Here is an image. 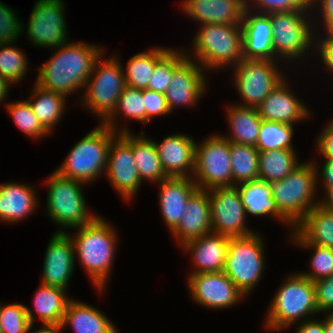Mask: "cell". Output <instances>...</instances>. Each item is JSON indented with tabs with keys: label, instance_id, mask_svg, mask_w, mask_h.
<instances>
[{
	"label": "cell",
	"instance_id": "17",
	"mask_svg": "<svg viewBox=\"0 0 333 333\" xmlns=\"http://www.w3.org/2000/svg\"><path fill=\"white\" fill-rule=\"evenodd\" d=\"M187 284L192 299L207 308H229L245 296L223 271L190 274Z\"/></svg>",
	"mask_w": 333,
	"mask_h": 333
},
{
	"label": "cell",
	"instance_id": "50",
	"mask_svg": "<svg viewBox=\"0 0 333 333\" xmlns=\"http://www.w3.org/2000/svg\"><path fill=\"white\" fill-rule=\"evenodd\" d=\"M317 2L321 4V17L325 32L333 33V0H311V5H315Z\"/></svg>",
	"mask_w": 333,
	"mask_h": 333
},
{
	"label": "cell",
	"instance_id": "34",
	"mask_svg": "<svg viewBox=\"0 0 333 333\" xmlns=\"http://www.w3.org/2000/svg\"><path fill=\"white\" fill-rule=\"evenodd\" d=\"M294 149H275L259 152V180L273 183L284 179L301 163Z\"/></svg>",
	"mask_w": 333,
	"mask_h": 333
},
{
	"label": "cell",
	"instance_id": "3",
	"mask_svg": "<svg viewBox=\"0 0 333 333\" xmlns=\"http://www.w3.org/2000/svg\"><path fill=\"white\" fill-rule=\"evenodd\" d=\"M317 171L313 162L301 163L284 179L270 184L279 212L295 227L315 206Z\"/></svg>",
	"mask_w": 333,
	"mask_h": 333
},
{
	"label": "cell",
	"instance_id": "13",
	"mask_svg": "<svg viewBox=\"0 0 333 333\" xmlns=\"http://www.w3.org/2000/svg\"><path fill=\"white\" fill-rule=\"evenodd\" d=\"M203 67L188 54L173 49V75L165 92L170 112L178 106H195L207 84Z\"/></svg>",
	"mask_w": 333,
	"mask_h": 333
},
{
	"label": "cell",
	"instance_id": "27",
	"mask_svg": "<svg viewBox=\"0 0 333 333\" xmlns=\"http://www.w3.org/2000/svg\"><path fill=\"white\" fill-rule=\"evenodd\" d=\"M70 325L75 333H118L100 310L71 298L64 313L62 327Z\"/></svg>",
	"mask_w": 333,
	"mask_h": 333
},
{
	"label": "cell",
	"instance_id": "40",
	"mask_svg": "<svg viewBox=\"0 0 333 333\" xmlns=\"http://www.w3.org/2000/svg\"><path fill=\"white\" fill-rule=\"evenodd\" d=\"M34 319L32 311L23 304L0 305L1 333H29Z\"/></svg>",
	"mask_w": 333,
	"mask_h": 333
},
{
	"label": "cell",
	"instance_id": "32",
	"mask_svg": "<svg viewBox=\"0 0 333 333\" xmlns=\"http://www.w3.org/2000/svg\"><path fill=\"white\" fill-rule=\"evenodd\" d=\"M65 292L63 288L41 284L33 300L34 311L41 320V325L62 324L71 300Z\"/></svg>",
	"mask_w": 333,
	"mask_h": 333
},
{
	"label": "cell",
	"instance_id": "26",
	"mask_svg": "<svg viewBox=\"0 0 333 333\" xmlns=\"http://www.w3.org/2000/svg\"><path fill=\"white\" fill-rule=\"evenodd\" d=\"M33 187L18 183L0 184V221L18 222L28 217L38 206Z\"/></svg>",
	"mask_w": 333,
	"mask_h": 333
},
{
	"label": "cell",
	"instance_id": "55",
	"mask_svg": "<svg viewBox=\"0 0 333 333\" xmlns=\"http://www.w3.org/2000/svg\"><path fill=\"white\" fill-rule=\"evenodd\" d=\"M11 86V83L0 76V104L8 96V89Z\"/></svg>",
	"mask_w": 333,
	"mask_h": 333
},
{
	"label": "cell",
	"instance_id": "18",
	"mask_svg": "<svg viewBox=\"0 0 333 333\" xmlns=\"http://www.w3.org/2000/svg\"><path fill=\"white\" fill-rule=\"evenodd\" d=\"M41 284L67 289L75 267L74 245L67 230H58L45 251Z\"/></svg>",
	"mask_w": 333,
	"mask_h": 333
},
{
	"label": "cell",
	"instance_id": "47",
	"mask_svg": "<svg viewBox=\"0 0 333 333\" xmlns=\"http://www.w3.org/2000/svg\"><path fill=\"white\" fill-rule=\"evenodd\" d=\"M315 302L319 314L333 313V275L314 282Z\"/></svg>",
	"mask_w": 333,
	"mask_h": 333
},
{
	"label": "cell",
	"instance_id": "36",
	"mask_svg": "<svg viewBox=\"0 0 333 333\" xmlns=\"http://www.w3.org/2000/svg\"><path fill=\"white\" fill-rule=\"evenodd\" d=\"M233 186L259 180V150L255 146L230 142Z\"/></svg>",
	"mask_w": 333,
	"mask_h": 333
},
{
	"label": "cell",
	"instance_id": "29",
	"mask_svg": "<svg viewBox=\"0 0 333 333\" xmlns=\"http://www.w3.org/2000/svg\"><path fill=\"white\" fill-rule=\"evenodd\" d=\"M227 120L231 134L224 136L229 142L255 146L259 136L262 118L258 109L253 107L231 105L227 107Z\"/></svg>",
	"mask_w": 333,
	"mask_h": 333
},
{
	"label": "cell",
	"instance_id": "53",
	"mask_svg": "<svg viewBox=\"0 0 333 333\" xmlns=\"http://www.w3.org/2000/svg\"><path fill=\"white\" fill-rule=\"evenodd\" d=\"M325 193L327 197L318 201V205L324 209L333 211V186L325 188Z\"/></svg>",
	"mask_w": 333,
	"mask_h": 333
},
{
	"label": "cell",
	"instance_id": "38",
	"mask_svg": "<svg viewBox=\"0 0 333 333\" xmlns=\"http://www.w3.org/2000/svg\"><path fill=\"white\" fill-rule=\"evenodd\" d=\"M293 125L262 120L256 148L259 152L275 149H294Z\"/></svg>",
	"mask_w": 333,
	"mask_h": 333
},
{
	"label": "cell",
	"instance_id": "48",
	"mask_svg": "<svg viewBox=\"0 0 333 333\" xmlns=\"http://www.w3.org/2000/svg\"><path fill=\"white\" fill-rule=\"evenodd\" d=\"M316 143L317 150L326 160L333 159V120L321 131Z\"/></svg>",
	"mask_w": 333,
	"mask_h": 333
},
{
	"label": "cell",
	"instance_id": "12",
	"mask_svg": "<svg viewBox=\"0 0 333 333\" xmlns=\"http://www.w3.org/2000/svg\"><path fill=\"white\" fill-rule=\"evenodd\" d=\"M234 71L235 86L243 99L241 106L246 107L257 108L285 79L272 60L242 59Z\"/></svg>",
	"mask_w": 333,
	"mask_h": 333
},
{
	"label": "cell",
	"instance_id": "15",
	"mask_svg": "<svg viewBox=\"0 0 333 333\" xmlns=\"http://www.w3.org/2000/svg\"><path fill=\"white\" fill-rule=\"evenodd\" d=\"M62 0H38L32 9L27 34L34 46L50 49L67 42V26Z\"/></svg>",
	"mask_w": 333,
	"mask_h": 333
},
{
	"label": "cell",
	"instance_id": "9",
	"mask_svg": "<svg viewBox=\"0 0 333 333\" xmlns=\"http://www.w3.org/2000/svg\"><path fill=\"white\" fill-rule=\"evenodd\" d=\"M261 235L230 237L223 272L247 295L255 288L265 269Z\"/></svg>",
	"mask_w": 333,
	"mask_h": 333
},
{
	"label": "cell",
	"instance_id": "19",
	"mask_svg": "<svg viewBox=\"0 0 333 333\" xmlns=\"http://www.w3.org/2000/svg\"><path fill=\"white\" fill-rule=\"evenodd\" d=\"M249 6L247 2L241 22L243 59L275 61L269 15L249 12L252 11Z\"/></svg>",
	"mask_w": 333,
	"mask_h": 333
},
{
	"label": "cell",
	"instance_id": "25",
	"mask_svg": "<svg viewBox=\"0 0 333 333\" xmlns=\"http://www.w3.org/2000/svg\"><path fill=\"white\" fill-rule=\"evenodd\" d=\"M160 210L163 219L173 231L181 221L182 214L191 195L198 189L191 177H168L159 184Z\"/></svg>",
	"mask_w": 333,
	"mask_h": 333
},
{
	"label": "cell",
	"instance_id": "10",
	"mask_svg": "<svg viewBox=\"0 0 333 333\" xmlns=\"http://www.w3.org/2000/svg\"><path fill=\"white\" fill-rule=\"evenodd\" d=\"M308 9L269 13L272 26V45L276 57L298 59L306 54L313 44V28L305 13ZM304 16V17H303ZM311 27V28H310ZM310 47V48H309ZM280 56V57H279Z\"/></svg>",
	"mask_w": 333,
	"mask_h": 333
},
{
	"label": "cell",
	"instance_id": "23",
	"mask_svg": "<svg viewBox=\"0 0 333 333\" xmlns=\"http://www.w3.org/2000/svg\"><path fill=\"white\" fill-rule=\"evenodd\" d=\"M181 246L195 238L212 233L209 193L197 189L189 198L181 221L172 231Z\"/></svg>",
	"mask_w": 333,
	"mask_h": 333
},
{
	"label": "cell",
	"instance_id": "28",
	"mask_svg": "<svg viewBox=\"0 0 333 333\" xmlns=\"http://www.w3.org/2000/svg\"><path fill=\"white\" fill-rule=\"evenodd\" d=\"M246 214L269 215L295 228L278 210L272 197L270 183L262 180L249 181L237 185Z\"/></svg>",
	"mask_w": 333,
	"mask_h": 333
},
{
	"label": "cell",
	"instance_id": "39",
	"mask_svg": "<svg viewBox=\"0 0 333 333\" xmlns=\"http://www.w3.org/2000/svg\"><path fill=\"white\" fill-rule=\"evenodd\" d=\"M293 242L304 248L312 249V259L310 262V268L312 271L308 273H300L304 277L310 279L313 282L327 278L333 275V249L329 247H322L315 244L307 243L294 229H293Z\"/></svg>",
	"mask_w": 333,
	"mask_h": 333
},
{
	"label": "cell",
	"instance_id": "49",
	"mask_svg": "<svg viewBox=\"0 0 333 333\" xmlns=\"http://www.w3.org/2000/svg\"><path fill=\"white\" fill-rule=\"evenodd\" d=\"M325 36L323 39L319 37L320 41L316 45L324 64L333 72V33H326Z\"/></svg>",
	"mask_w": 333,
	"mask_h": 333
},
{
	"label": "cell",
	"instance_id": "56",
	"mask_svg": "<svg viewBox=\"0 0 333 333\" xmlns=\"http://www.w3.org/2000/svg\"><path fill=\"white\" fill-rule=\"evenodd\" d=\"M327 315L325 316L326 318L323 320L324 330L325 333H333V313H328Z\"/></svg>",
	"mask_w": 333,
	"mask_h": 333
},
{
	"label": "cell",
	"instance_id": "2",
	"mask_svg": "<svg viewBox=\"0 0 333 333\" xmlns=\"http://www.w3.org/2000/svg\"><path fill=\"white\" fill-rule=\"evenodd\" d=\"M76 229L78 232L74 236L68 234L74 245V254L78 256L97 290L103 292L117 250L116 230L101 216Z\"/></svg>",
	"mask_w": 333,
	"mask_h": 333
},
{
	"label": "cell",
	"instance_id": "54",
	"mask_svg": "<svg viewBox=\"0 0 333 333\" xmlns=\"http://www.w3.org/2000/svg\"><path fill=\"white\" fill-rule=\"evenodd\" d=\"M42 327L33 333H60L64 328L61 324L59 325H41Z\"/></svg>",
	"mask_w": 333,
	"mask_h": 333
},
{
	"label": "cell",
	"instance_id": "4",
	"mask_svg": "<svg viewBox=\"0 0 333 333\" xmlns=\"http://www.w3.org/2000/svg\"><path fill=\"white\" fill-rule=\"evenodd\" d=\"M289 278L275 294L266 316L267 329L283 330L304 317L316 316L315 285L300 273Z\"/></svg>",
	"mask_w": 333,
	"mask_h": 333
},
{
	"label": "cell",
	"instance_id": "44",
	"mask_svg": "<svg viewBox=\"0 0 333 333\" xmlns=\"http://www.w3.org/2000/svg\"><path fill=\"white\" fill-rule=\"evenodd\" d=\"M12 8L0 1V44H12L20 36L24 26Z\"/></svg>",
	"mask_w": 333,
	"mask_h": 333
},
{
	"label": "cell",
	"instance_id": "24",
	"mask_svg": "<svg viewBox=\"0 0 333 333\" xmlns=\"http://www.w3.org/2000/svg\"><path fill=\"white\" fill-rule=\"evenodd\" d=\"M229 241L228 236L209 233L184 243L182 247L190 251L196 268L191 274L223 271Z\"/></svg>",
	"mask_w": 333,
	"mask_h": 333
},
{
	"label": "cell",
	"instance_id": "16",
	"mask_svg": "<svg viewBox=\"0 0 333 333\" xmlns=\"http://www.w3.org/2000/svg\"><path fill=\"white\" fill-rule=\"evenodd\" d=\"M106 176L125 200L132 199L142 183L133 158L132 134H117L110 142Z\"/></svg>",
	"mask_w": 333,
	"mask_h": 333
},
{
	"label": "cell",
	"instance_id": "6",
	"mask_svg": "<svg viewBox=\"0 0 333 333\" xmlns=\"http://www.w3.org/2000/svg\"><path fill=\"white\" fill-rule=\"evenodd\" d=\"M241 25L203 24L193 38L195 57L208 71L237 65L242 59Z\"/></svg>",
	"mask_w": 333,
	"mask_h": 333
},
{
	"label": "cell",
	"instance_id": "33",
	"mask_svg": "<svg viewBox=\"0 0 333 333\" xmlns=\"http://www.w3.org/2000/svg\"><path fill=\"white\" fill-rule=\"evenodd\" d=\"M30 95L28 101L35 116L49 133L52 132V127L58 124L65 111L66 96L44 89L36 83Z\"/></svg>",
	"mask_w": 333,
	"mask_h": 333
},
{
	"label": "cell",
	"instance_id": "11",
	"mask_svg": "<svg viewBox=\"0 0 333 333\" xmlns=\"http://www.w3.org/2000/svg\"><path fill=\"white\" fill-rule=\"evenodd\" d=\"M192 178L198 189L233 186L230 142L223 135L213 134L202 144L196 143Z\"/></svg>",
	"mask_w": 333,
	"mask_h": 333
},
{
	"label": "cell",
	"instance_id": "46",
	"mask_svg": "<svg viewBox=\"0 0 333 333\" xmlns=\"http://www.w3.org/2000/svg\"><path fill=\"white\" fill-rule=\"evenodd\" d=\"M142 97L144 100L145 124L150 123L153 116H163L171 113L164 94L142 89Z\"/></svg>",
	"mask_w": 333,
	"mask_h": 333
},
{
	"label": "cell",
	"instance_id": "5",
	"mask_svg": "<svg viewBox=\"0 0 333 333\" xmlns=\"http://www.w3.org/2000/svg\"><path fill=\"white\" fill-rule=\"evenodd\" d=\"M117 134L103 123L99 124L74 145L56 171L83 183L95 181L106 171L110 142Z\"/></svg>",
	"mask_w": 333,
	"mask_h": 333
},
{
	"label": "cell",
	"instance_id": "41",
	"mask_svg": "<svg viewBox=\"0 0 333 333\" xmlns=\"http://www.w3.org/2000/svg\"><path fill=\"white\" fill-rule=\"evenodd\" d=\"M9 45L0 44V76L14 84L27 75L28 60L20 49Z\"/></svg>",
	"mask_w": 333,
	"mask_h": 333
},
{
	"label": "cell",
	"instance_id": "51",
	"mask_svg": "<svg viewBox=\"0 0 333 333\" xmlns=\"http://www.w3.org/2000/svg\"><path fill=\"white\" fill-rule=\"evenodd\" d=\"M317 162H315V167H316V171H317V183H318V179L321 180V182H323L322 185H324L323 187H329V186H333V159L331 160H325V163L322 167V170H320L322 172H320V174H318L319 170L317 169L318 166L316 165ZM319 175H321L319 177ZM322 177V179H321Z\"/></svg>",
	"mask_w": 333,
	"mask_h": 333
},
{
	"label": "cell",
	"instance_id": "30",
	"mask_svg": "<svg viewBox=\"0 0 333 333\" xmlns=\"http://www.w3.org/2000/svg\"><path fill=\"white\" fill-rule=\"evenodd\" d=\"M310 244L333 249V211L315 206L294 228Z\"/></svg>",
	"mask_w": 333,
	"mask_h": 333
},
{
	"label": "cell",
	"instance_id": "35",
	"mask_svg": "<svg viewBox=\"0 0 333 333\" xmlns=\"http://www.w3.org/2000/svg\"><path fill=\"white\" fill-rule=\"evenodd\" d=\"M170 49L167 47H154L148 52L134 55L127 63L126 72L124 71L126 85L141 90L147 89L156 63Z\"/></svg>",
	"mask_w": 333,
	"mask_h": 333
},
{
	"label": "cell",
	"instance_id": "31",
	"mask_svg": "<svg viewBox=\"0 0 333 333\" xmlns=\"http://www.w3.org/2000/svg\"><path fill=\"white\" fill-rule=\"evenodd\" d=\"M143 132L141 130V135L139 136L132 134V152L137 172L141 181L146 179L159 183L168 178V176L162 167L155 141L145 137Z\"/></svg>",
	"mask_w": 333,
	"mask_h": 333
},
{
	"label": "cell",
	"instance_id": "1",
	"mask_svg": "<svg viewBox=\"0 0 333 333\" xmlns=\"http://www.w3.org/2000/svg\"><path fill=\"white\" fill-rule=\"evenodd\" d=\"M55 50L54 56L39 68L35 83L64 96L85 87L95 62L104 51L96 44L81 42H67Z\"/></svg>",
	"mask_w": 333,
	"mask_h": 333
},
{
	"label": "cell",
	"instance_id": "37",
	"mask_svg": "<svg viewBox=\"0 0 333 333\" xmlns=\"http://www.w3.org/2000/svg\"><path fill=\"white\" fill-rule=\"evenodd\" d=\"M118 113L119 115L122 113L123 116L125 115V117H130L129 119H136L137 121H143V123H145V109L142 90L126 85L118 98V103L114 112L103 122L104 125L110 127L118 134L129 132L128 128H123V130L120 128V131L116 129V115Z\"/></svg>",
	"mask_w": 333,
	"mask_h": 333
},
{
	"label": "cell",
	"instance_id": "20",
	"mask_svg": "<svg viewBox=\"0 0 333 333\" xmlns=\"http://www.w3.org/2000/svg\"><path fill=\"white\" fill-rule=\"evenodd\" d=\"M155 146L168 177H191L195 170L196 142L191 136L176 133ZM191 173V174H190Z\"/></svg>",
	"mask_w": 333,
	"mask_h": 333
},
{
	"label": "cell",
	"instance_id": "22",
	"mask_svg": "<svg viewBox=\"0 0 333 333\" xmlns=\"http://www.w3.org/2000/svg\"><path fill=\"white\" fill-rule=\"evenodd\" d=\"M287 85L284 79L257 107L264 121L294 125L309 117L306 105L295 97Z\"/></svg>",
	"mask_w": 333,
	"mask_h": 333
},
{
	"label": "cell",
	"instance_id": "52",
	"mask_svg": "<svg viewBox=\"0 0 333 333\" xmlns=\"http://www.w3.org/2000/svg\"><path fill=\"white\" fill-rule=\"evenodd\" d=\"M296 331V333H325L323 320L317 321L308 317L303 323L301 322Z\"/></svg>",
	"mask_w": 333,
	"mask_h": 333
},
{
	"label": "cell",
	"instance_id": "8",
	"mask_svg": "<svg viewBox=\"0 0 333 333\" xmlns=\"http://www.w3.org/2000/svg\"><path fill=\"white\" fill-rule=\"evenodd\" d=\"M103 54L95 62L93 71L85 85L82 104L101 119L103 123L115 110L118 98L126 86L123 67L118 57L103 61ZM94 75V76H93ZM87 86V87H86Z\"/></svg>",
	"mask_w": 333,
	"mask_h": 333
},
{
	"label": "cell",
	"instance_id": "42",
	"mask_svg": "<svg viewBox=\"0 0 333 333\" xmlns=\"http://www.w3.org/2000/svg\"><path fill=\"white\" fill-rule=\"evenodd\" d=\"M6 108L17 127L26 135L28 134L32 138L40 139L49 134L35 116L28 100L10 102Z\"/></svg>",
	"mask_w": 333,
	"mask_h": 333
},
{
	"label": "cell",
	"instance_id": "7",
	"mask_svg": "<svg viewBox=\"0 0 333 333\" xmlns=\"http://www.w3.org/2000/svg\"><path fill=\"white\" fill-rule=\"evenodd\" d=\"M47 210L48 216L57 225L65 228H77L91 223L98 215L88 212L83 182L73 180L56 170L47 178Z\"/></svg>",
	"mask_w": 333,
	"mask_h": 333
},
{
	"label": "cell",
	"instance_id": "45",
	"mask_svg": "<svg viewBox=\"0 0 333 333\" xmlns=\"http://www.w3.org/2000/svg\"><path fill=\"white\" fill-rule=\"evenodd\" d=\"M250 1V0H249ZM252 2V0H251ZM255 6L259 7L258 13L269 14L273 12H288L312 7L311 0H253Z\"/></svg>",
	"mask_w": 333,
	"mask_h": 333
},
{
	"label": "cell",
	"instance_id": "14",
	"mask_svg": "<svg viewBox=\"0 0 333 333\" xmlns=\"http://www.w3.org/2000/svg\"><path fill=\"white\" fill-rule=\"evenodd\" d=\"M207 191L212 233L228 237H245L255 233L245 226L247 215L237 186L217 187Z\"/></svg>",
	"mask_w": 333,
	"mask_h": 333
},
{
	"label": "cell",
	"instance_id": "43",
	"mask_svg": "<svg viewBox=\"0 0 333 333\" xmlns=\"http://www.w3.org/2000/svg\"><path fill=\"white\" fill-rule=\"evenodd\" d=\"M173 75V49H170L157 63L148 83V90L165 94Z\"/></svg>",
	"mask_w": 333,
	"mask_h": 333
},
{
	"label": "cell",
	"instance_id": "21",
	"mask_svg": "<svg viewBox=\"0 0 333 333\" xmlns=\"http://www.w3.org/2000/svg\"><path fill=\"white\" fill-rule=\"evenodd\" d=\"M186 15L203 24L241 25L247 0H183Z\"/></svg>",
	"mask_w": 333,
	"mask_h": 333
}]
</instances>
